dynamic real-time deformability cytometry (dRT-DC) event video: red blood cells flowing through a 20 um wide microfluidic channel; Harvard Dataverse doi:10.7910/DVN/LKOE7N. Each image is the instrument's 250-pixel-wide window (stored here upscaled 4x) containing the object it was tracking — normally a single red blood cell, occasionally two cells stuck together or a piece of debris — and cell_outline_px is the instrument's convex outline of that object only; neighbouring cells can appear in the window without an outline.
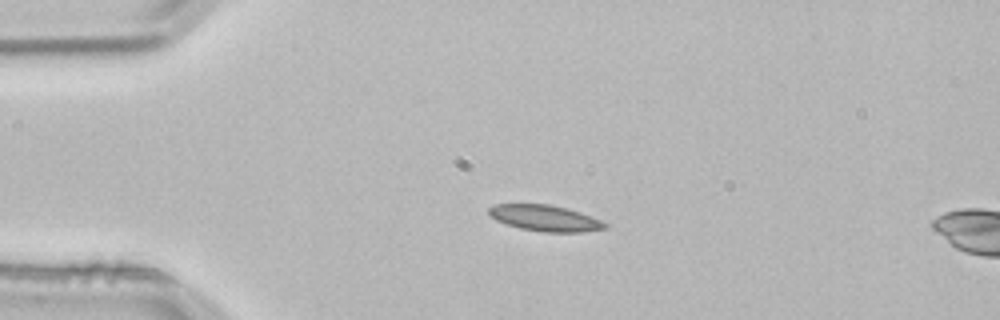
{"species": "common noctule bat (a hibernating species)", "species_latin": "Nyctalus noctula", "temperature_condition": "room temperature", "stored_images_in_passage": 2, "camera_frame_rate_fps": 3000, "um_per_image_px": 0.085, "animal": {"sex": "male", "body_mass_g": 21.5, "forearm_length_mm": 52.0}, "frame": {"image": 1, "passage_image": 1, "time_ms": 0.0, "image_size_px": [1000, 320], "cell_outline_px": [[608, 224], [604, 228], [580, 232], [544, 232], [520, 228], [496, 220], [488, 212], [488, 208], [492, 204], [548, 204], [580, 212], [600, 220]], "centroid_in_image_um": [46.29, 18.53], "position_along_channel_um": 38.7, "area_um2": 17.34}}
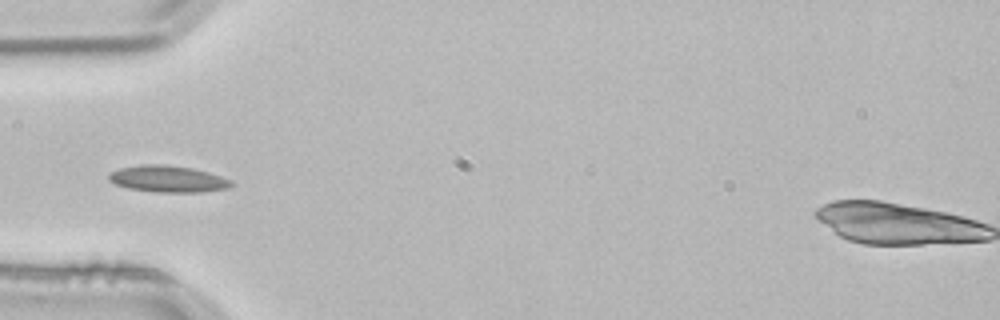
{"frame": {"image": 2, "passage_image": 2, "time_ms": 0.333, "image_size_px": [1000, 320], "cell_outline_px": [[236, 184], [228, 188], [200, 192], [156, 192], [128, 188], [116, 184], [108, 180], [108, 172], [120, 168], [140, 164], [164, 164], [192, 168], [208, 172], [232, 180]], "centroid_in_image_um": [14.26, 15.2], "position_along_channel_um": 70.7, "area_um2": 19.13}}